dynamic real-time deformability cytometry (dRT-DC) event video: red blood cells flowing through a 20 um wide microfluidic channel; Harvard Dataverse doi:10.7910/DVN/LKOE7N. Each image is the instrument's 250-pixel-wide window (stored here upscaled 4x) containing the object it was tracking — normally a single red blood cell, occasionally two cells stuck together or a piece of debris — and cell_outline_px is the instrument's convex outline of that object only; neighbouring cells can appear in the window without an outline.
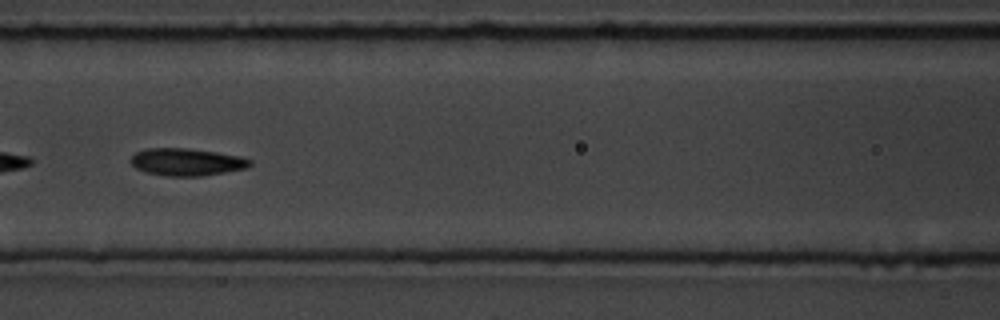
{"species": "common noctule bat (a hibernating species)", "species_latin": "Nyctalus noctula", "temperature_condition": "room temperature", "stored_images_in_passage": 52, "camera_frame_rate_fps": 3000, "um_per_image_px": 0.085, "animal": {"sex": "male", "body_mass_g": 19.5, "forearm_length_mm": 54.6}, "frame": {"image": 1, "passage_image": 22, "time_ms": 7.0, "image_size_px": [1000, 320], "cell_outline_px": [[252, 164], [244, 168], [224, 172], [200, 176], [168, 176], [144, 172], [136, 168], [128, 160], [136, 152], [144, 148], [188, 148], [216, 152], [240, 156], [252, 160]], "centroid_in_image_um": [15.82, 13.76], "position_along_channel_um": 150.8, "area_um2": 19.02}}
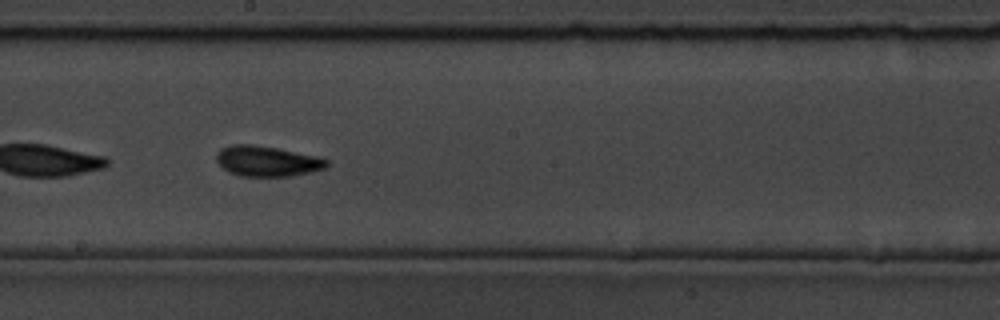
{"frame": {"image": 2, "passage_image": 28, "time_ms": 9.0, "image_size_px": [1000, 320], "cell_outline_px": [[328, 164], [324, 168], [292, 176], [240, 176], [228, 172], [216, 160], [216, 152], [220, 148], [232, 144], [252, 144], [276, 148], [316, 156], [328, 160]], "centroid_in_image_um": [22.65, 13.69], "position_along_channel_um": 225.6, "area_um2": 19.42}}
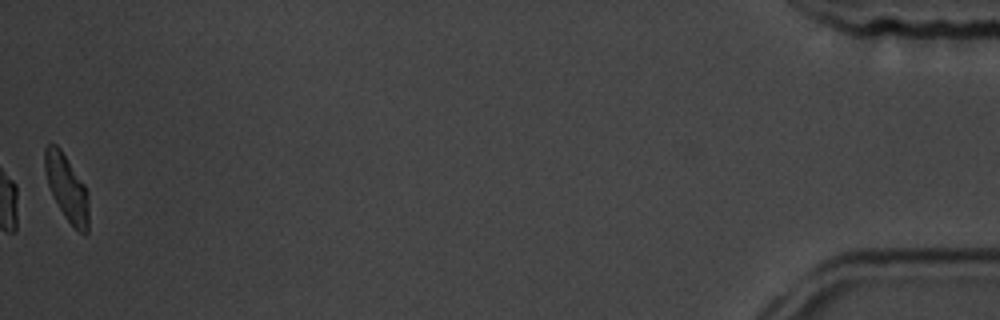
{"frame": {"image": 3, "passage_image": 52, "time_ms": 17.0, "image_size_px": [1000, 320], "cell_outline_px": [[88, 232], [84, 236], [68, 220], [60, 208], [48, 184], [44, 168], [44, 148], [48, 144], [56, 144], [60, 148], [84, 184], [88, 192]], "centroid_in_image_um": [5.68, 15.94], "position_along_channel_um": 429.5, "area_um2": 16.59}, "authors_computed_cell_mechanics": {"area_um2": 18.8139, "velocity_mm_per_s": 3.7464, "shape_relaxation_time_tau1_ms": 2.8076, "shape_relaxation_time_tau2_ms": 2.7053, "deformation_change_tau1": 0.1306, "deformation_change_tau2": 0.0976}}